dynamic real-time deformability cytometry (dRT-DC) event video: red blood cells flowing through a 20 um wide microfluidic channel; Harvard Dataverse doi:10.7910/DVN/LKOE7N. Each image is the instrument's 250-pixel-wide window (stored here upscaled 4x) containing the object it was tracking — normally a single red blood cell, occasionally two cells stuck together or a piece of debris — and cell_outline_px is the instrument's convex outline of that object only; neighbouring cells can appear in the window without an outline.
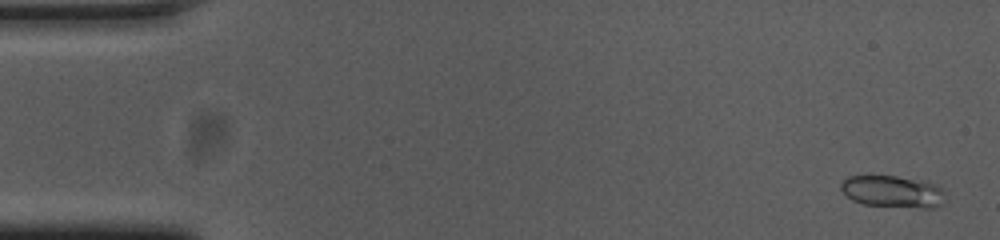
{"species": "common noctule bat (a hibernating species)", "species_latin": "Nyctalus noctula", "temperature_condition": "cold", "stored_images_in_passage": 55, "camera_frame_rate_fps": 3000, "um_per_image_px": 0.085, "animal": {"sex": "female", "body_mass_g": 23.0, "forearm_length_mm": 53.4}, "frame": {"image": 1, "passage_image": 2, "time_ms": 0.333, "image_size_px": [1000, 240], "cell_outline_px": [[940, 204], [932, 208], [920, 208], [864, 204], [852, 200], [840, 188], [840, 184], [848, 176], [896, 176], [924, 180], [940, 188]], "centroid_in_image_um": [75.8, 16.27], "position_along_channel_um": 9.2, "area_um2": 18.9}}
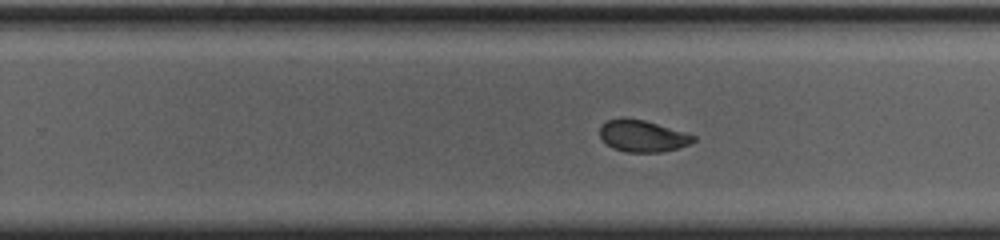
{"frame": {"image": 2, "passage_image": 34, "time_ms": 11.0, "image_size_px": [1000, 240], "cell_outline_px": [[696, 140], [680, 148], [660, 152], [624, 152], [612, 148], [600, 136], [600, 128], [608, 120], [644, 120], [696, 136]], "centroid_in_image_um": [54.65, 11.6], "position_along_channel_um": 275.1, "area_um2": 16.7}}
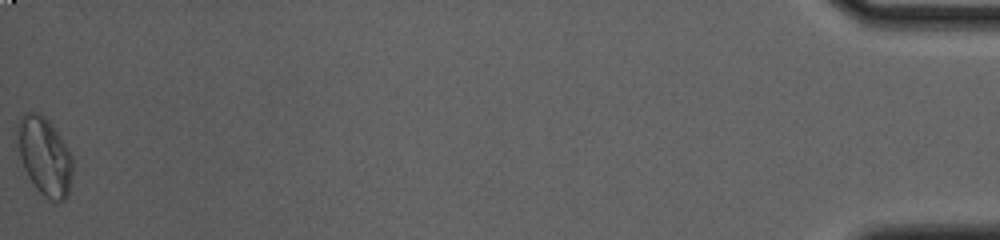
{"frame": {"image": 3, "passage_image": 55, "time_ms": 18.0, "image_size_px": [1000, 240], "cell_outline_px": [[72, 168], [68, 196], [60, 204], [56, 204], [40, 192], [36, 188], [28, 176], [24, 168], [20, 156], [16, 128], [16, 124], [24, 116], [32, 112], [36, 112], [44, 116], [48, 120], [60, 136], [72, 156]], "centroid_in_image_um": [3.8, 13.32], "position_along_channel_um": 431.4, "area_um2": 24.85}, "authors_computed_cell_mechanics": {"area_um2": 18.3226, "velocity_mm_per_s": 3.7013, "shape_relaxation_time_tau1_ms": 3.7281, "shape_relaxation_time_tau2_ms": 2.6025, "deformation_change_tau1": 0.0865, "deformation_change_tau2": 0.0669}}